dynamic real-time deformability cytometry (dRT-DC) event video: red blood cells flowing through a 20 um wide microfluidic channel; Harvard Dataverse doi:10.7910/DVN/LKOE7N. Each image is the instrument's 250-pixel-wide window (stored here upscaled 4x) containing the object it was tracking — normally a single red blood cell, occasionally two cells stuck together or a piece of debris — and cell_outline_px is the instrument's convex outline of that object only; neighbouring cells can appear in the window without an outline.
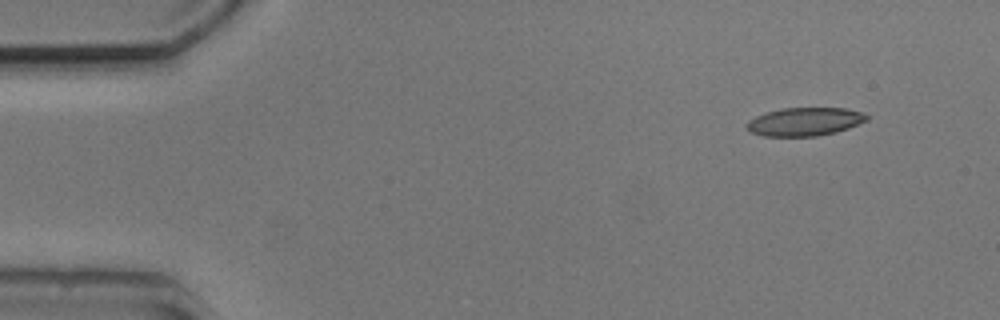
{"species": "common noctule bat (a hibernating species)", "species_latin": "Nyctalus noctula", "temperature_condition": "cold", "stored_images_in_passage": 3, "camera_frame_rate_fps": 3000, "um_per_image_px": 0.085, "animal": {"sex": "male", "body_mass_g": 20.5, "forearm_length_mm": 52.5}, "frame": {"image": 1, "passage_image": 1, "time_ms": 0.0, "image_size_px": [1000, 320], "cell_outline_px": [[868, 120], [848, 128], [836, 132], [816, 136], [764, 136], [752, 132], [744, 124], [748, 120], [756, 116], [780, 108], [844, 108], [860, 112], [868, 116]], "centroid_in_image_um": [68.39, 10.34], "position_along_channel_um": 16.6, "area_um2": 19.65}}
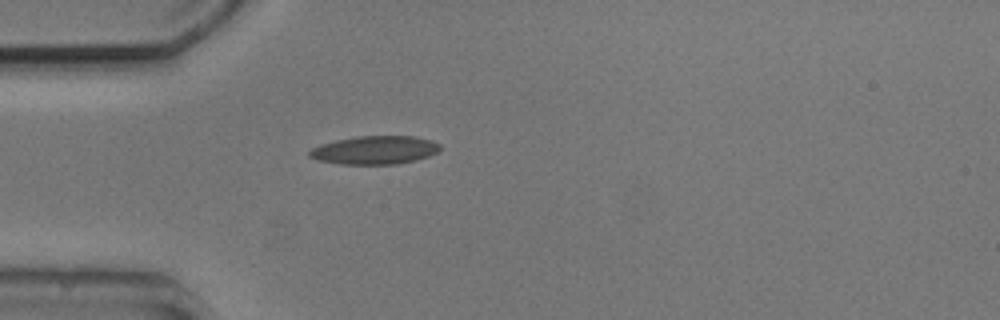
{"frame": {"image": 2, "passage_image": 3, "time_ms": 3.333, "image_size_px": [1000, 320], "cell_outline_px": [[440, 148], [436, 152], [428, 156], [416, 160], [396, 164], [340, 164], [316, 160], [308, 156], [308, 152], [312, 148], [320, 144], [336, 140], [356, 136], [416, 136], [432, 140], [440, 144]], "centroid_in_image_um": [31.83, 12.75], "position_along_channel_um": 53.2, "area_um2": 21.68}}